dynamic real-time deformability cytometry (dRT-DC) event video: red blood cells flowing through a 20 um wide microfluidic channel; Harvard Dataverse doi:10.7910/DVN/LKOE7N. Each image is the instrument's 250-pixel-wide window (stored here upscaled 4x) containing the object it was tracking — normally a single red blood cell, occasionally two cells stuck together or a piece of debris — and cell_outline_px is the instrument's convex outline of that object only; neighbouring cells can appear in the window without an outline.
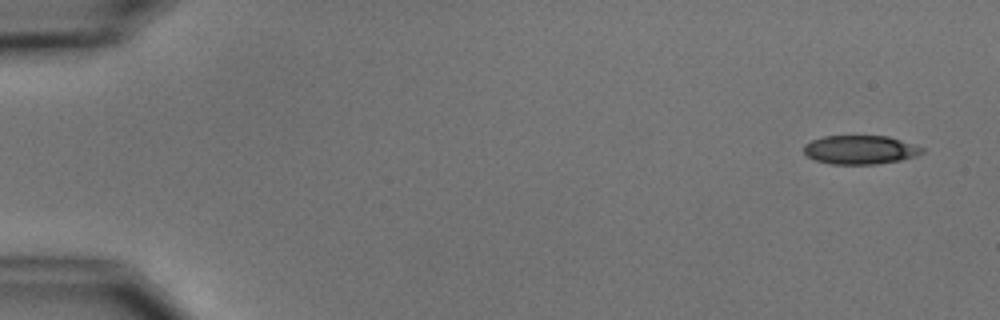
{"species": "common noctule bat (a hibernating species)", "species_latin": "Nyctalus noctula", "temperature_condition": "cold", "stored_images_in_passage": 4, "camera_frame_rate_fps": 3000, "um_per_image_px": 0.085, "animal": {"sex": "male", "body_mass_g": 15.6}, "frame": {"image": 1, "passage_image": 1, "time_ms": 0.0, "image_size_px": [1000, 320], "cell_outline_px": [[924, 152], [916, 156], [900, 160], [876, 164], [832, 164], [816, 160], [808, 156], [804, 152], [804, 144], [812, 140], [824, 136], [888, 136], [924, 148]], "centroid_in_image_um": [73.11, 12.73], "position_along_channel_um": 11.9, "area_um2": 19.71}}
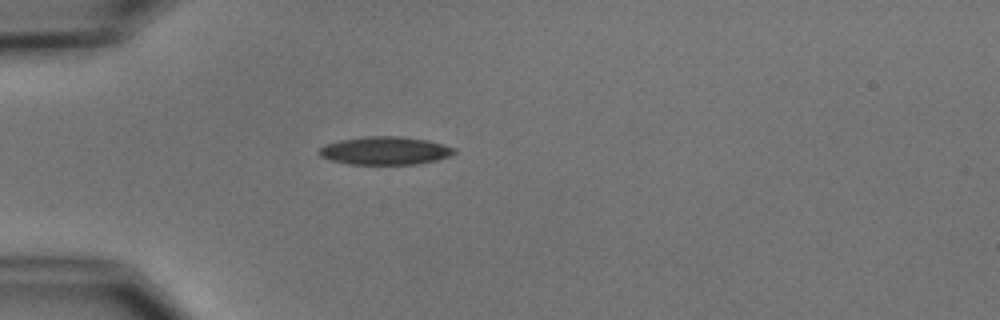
{"frame": {"image": 2, "passage_image": 4, "time_ms": 4.333, "image_size_px": [1000, 320], "cell_outline_px": [[456, 152], [452, 156], [436, 160], [416, 164], [348, 164], [332, 160], [320, 156], [316, 152], [324, 144], [340, 140], [364, 136], [400, 136], [428, 140], [456, 148]], "centroid_in_image_um": [32.73, 12.8], "position_along_channel_um": 52.3, "area_um2": 22.25}}